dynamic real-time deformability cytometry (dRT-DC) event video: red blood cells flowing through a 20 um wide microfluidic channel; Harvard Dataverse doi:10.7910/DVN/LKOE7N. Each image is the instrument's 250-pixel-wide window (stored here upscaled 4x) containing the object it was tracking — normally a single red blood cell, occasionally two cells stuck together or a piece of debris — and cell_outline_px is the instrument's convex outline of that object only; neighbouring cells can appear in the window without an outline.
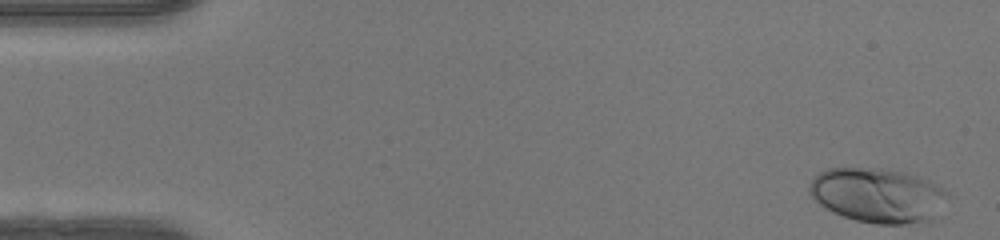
{"species": "human", "species_latin": "Homo sapiens", "temperature_condition": "warm", "stored_images_in_passage": 48, "camera_frame_rate_fps": 3000, "um_per_image_px": 0.085, "donor": {"sex": "female"}, "frame": {"image": 1, "passage_image": 1, "time_ms": 0.0, "image_size_px": [1000, 240], "cell_outline_px": [[952, 196], [932, 220], [904, 224], [876, 224], [856, 220], [844, 216], [820, 204], [808, 192], [808, 184], [820, 172], [828, 168], [880, 168], [904, 172], [920, 176], [928, 180], [948, 192]], "centroid_in_image_um": [74.66, 16.59], "position_along_channel_um": 10.3, "area_um2": 44.1}}
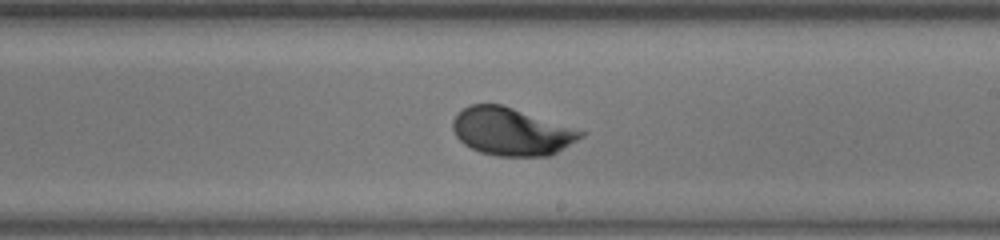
{"frame": {"image": 2, "passage_image": 28, "time_ms": 9.0, "image_size_px": [1000, 240], "cell_outline_px": [[588, 132], [584, 136], [552, 156], [496, 156], [480, 152], [464, 144], [456, 136], [452, 128], [452, 120], [456, 112], [468, 104], [504, 104]], "centroid_in_image_um": [43.48, 11.17], "position_along_channel_um": 245.5, "area_um2": 36.18}}
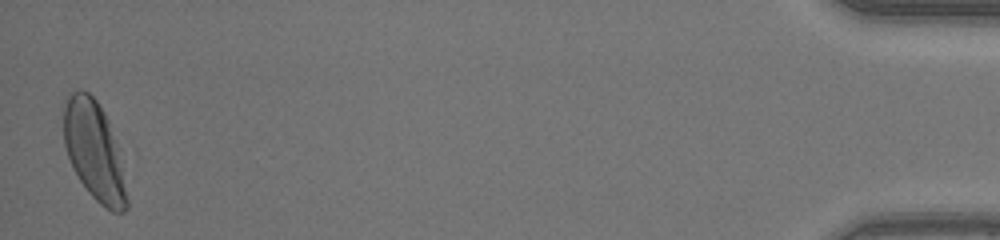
{"frame": {"image": 3, "passage_image": 48, "time_ms": 15.667, "image_size_px": [1000, 240], "cell_outline_px": [[128, 208], [124, 212], [112, 212], [100, 204], [88, 192], [80, 180], [68, 156], [64, 144], [64, 108], [68, 92], [80, 88], [88, 92], [96, 100], [104, 112], [108, 120], [116, 144], [128, 200]], "centroid_in_image_um": [7.98, 12.8], "position_along_channel_um": 427.2, "area_um2": 35.84}, "authors_computed_cell_mechanics": {"area_um2": 35.2002, "velocity_mm_per_s": 4.1702, "shape_relaxation_time_tau1_ms": 2.3355, "shape_relaxation_time_tau2_ms": null, "deformation_change_tau1": 0.1528, "deformation_change_tau2": null}}